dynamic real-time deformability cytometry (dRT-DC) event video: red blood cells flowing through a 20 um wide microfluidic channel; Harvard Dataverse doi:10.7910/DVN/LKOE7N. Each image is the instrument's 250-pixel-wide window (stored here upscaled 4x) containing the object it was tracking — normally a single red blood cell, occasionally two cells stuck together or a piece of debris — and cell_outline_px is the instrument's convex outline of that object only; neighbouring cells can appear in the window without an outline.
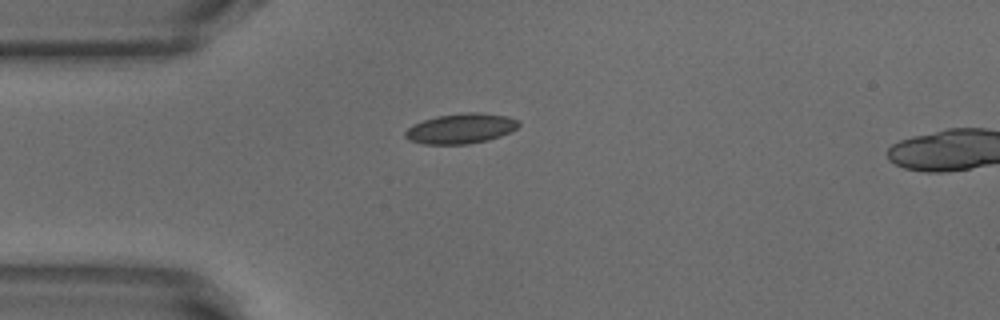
{"species": "common noctule bat (a hibernating species)", "species_latin": "Nyctalus noctula", "temperature_condition": "warm", "stored_images_in_passage": 3, "camera_frame_rate_fps": 3000, "um_per_image_px": 0.085, "animal": {"sex": "male", "body_mass_g": 18.8}, "frame": {"image": 1, "passage_image": 1, "time_ms": 0.0, "image_size_px": [1000, 320], "cell_outline_px": [[520, 124], [512, 132], [488, 140], [468, 144], [424, 144], [408, 140], [404, 136], [404, 132], [412, 124], [436, 116], [464, 112], [476, 112], [508, 116], [516, 120]], "centroid_in_image_um": [39.15, 10.92], "position_along_channel_um": 45.8, "area_um2": 20.0}}